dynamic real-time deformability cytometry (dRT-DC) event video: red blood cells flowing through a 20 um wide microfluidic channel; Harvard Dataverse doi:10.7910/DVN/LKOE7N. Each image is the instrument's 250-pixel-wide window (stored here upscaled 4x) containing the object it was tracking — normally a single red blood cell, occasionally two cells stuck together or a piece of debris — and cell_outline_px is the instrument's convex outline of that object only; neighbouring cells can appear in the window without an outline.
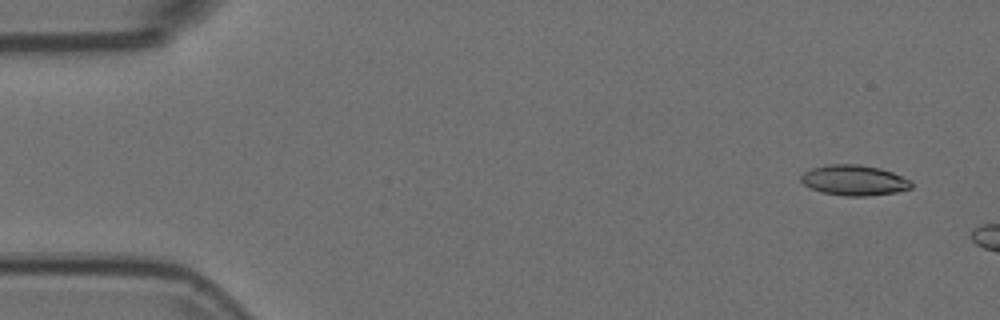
{"species": "Egyptian fruit bat (a non-hibernating species)", "species_latin": "Rousettus aegyptiacus", "temperature_condition": "room temperature", "stored_images_in_passage": 2, "camera_frame_rate_fps": 3000, "um_per_image_px": 0.085, "animal": {"sex": "female"}, "frame": {"image": 1, "passage_image": 1, "time_ms": 0.0, "image_size_px": [1000, 320], "cell_outline_px": [[912, 188], [896, 192], [864, 196], [844, 196], [820, 192], [804, 184], [800, 180], [800, 176], [804, 172], [812, 168], [832, 164], [856, 164], [880, 168], [892, 172], [912, 180]], "centroid_in_image_um": [72.61, 15.32], "position_along_channel_um": 12.4, "area_um2": 19.54}}